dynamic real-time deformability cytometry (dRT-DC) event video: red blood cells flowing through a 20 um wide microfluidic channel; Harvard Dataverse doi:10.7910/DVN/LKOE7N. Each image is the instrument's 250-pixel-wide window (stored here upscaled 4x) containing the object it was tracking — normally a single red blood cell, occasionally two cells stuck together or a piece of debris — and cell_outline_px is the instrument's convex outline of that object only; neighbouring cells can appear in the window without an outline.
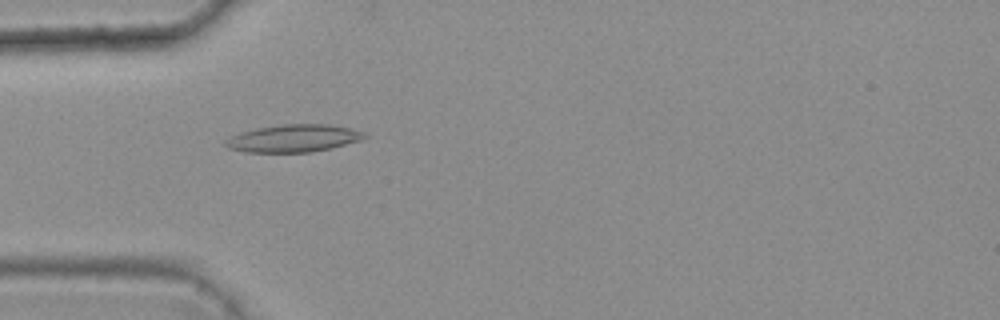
{"species": "common noctule bat (a hibernating species)", "species_latin": "Nyctalus noctula", "temperature_condition": "warm", "stored_images_in_passage": 6, "camera_frame_rate_fps": 3000, "um_per_image_px": 0.085, "animal": {"sex": "female", "body_mass_g": 25.1}, "frame": {"image": 1, "passage_image": 5, "time_ms": 1.333, "image_size_px": [1000, 320], "cell_outline_px": [[368, 136], [360, 140], [332, 148], [312, 152], [244, 152], [228, 148], [224, 144], [224, 140], [240, 132], [256, 128], [280, 124], [332, 124], [364, 132]], "centroid_in_image_um": [24.93, 11.75], "position_along_channel_um": 60.1, "area_um2": 22.37}}
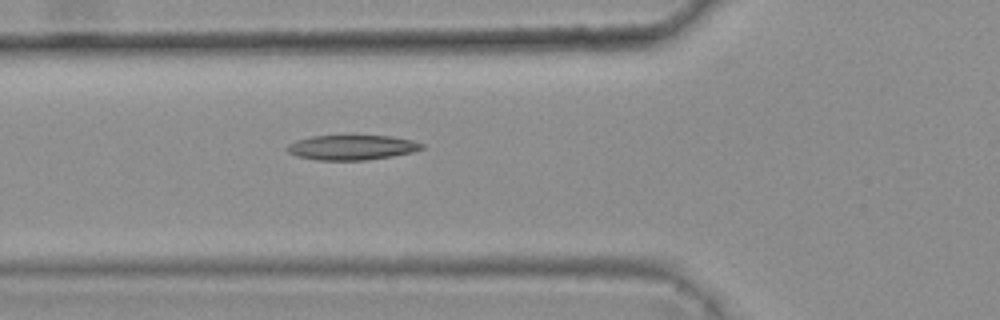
{"frame": {"image": 2, "passage_image": 6, "time_ms": 1.667, "image_size_px": [1000, 320], "cell_outline_px": [[424, 148], [412, 152], [392, 156], [364, 160], [316, 160], [296, 156], [288, 152], [284, 148], [288, 144], [296, 140], [312, 136], [392, 136], [412, 140], [424, 144]], "centroid_in_image_um": [29.88, 12.53], "position_along_channel_um": 95.9, "area_um2": 19.54}}